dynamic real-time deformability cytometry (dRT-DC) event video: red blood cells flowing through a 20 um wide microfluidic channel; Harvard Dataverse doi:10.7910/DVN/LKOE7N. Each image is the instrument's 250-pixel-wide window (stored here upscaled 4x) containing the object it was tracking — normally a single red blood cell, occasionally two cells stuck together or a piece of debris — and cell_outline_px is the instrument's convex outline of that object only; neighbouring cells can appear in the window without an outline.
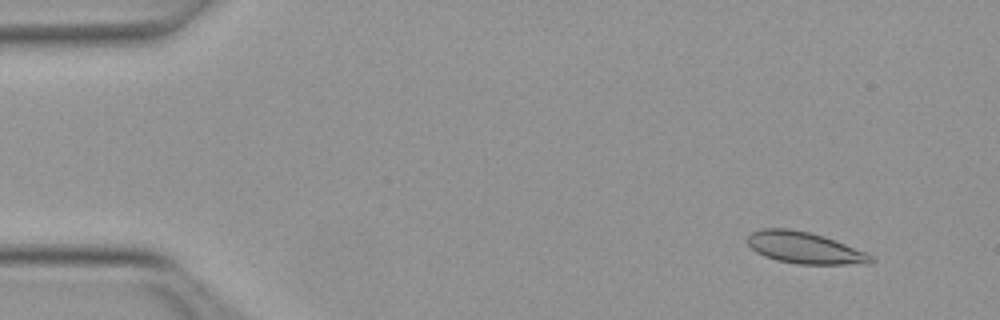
{"species": "Egyptian fruit bat (a non-hibernating species)", "species_latin": "Rousettus aegyptiacus", "temperature_condition": "warm", "stored_images_in_passage": 52, "camera_frame_rate_fps": 3000, "um_per_image_px": 0.085, "animal": {"sex": "female"}, "frame": {"image": 1, "passage_image": 5, "time_ms": 1.333, "image_size_px": [1000, 320], "cell_outline_px": [[876, 260], [872, 264], [796, 264], [776, 260], [764, 256], [756, 252], [748, 244], [748, 236], [752, 232], [760, 228], [788, 228], [808, 232], [824, 236], [864, 252], [872, 256]], "centroid_in_image_um": [68.38, 21.07], "position_along_channel_um": 16.6, "area_um2": 22.66}}
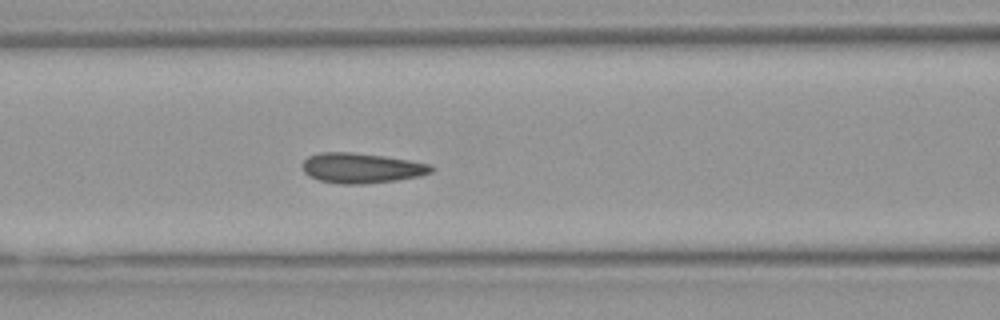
{"frame": {"image": 2, "passage_image": 22, "time_ms": 7.0, "image_size_px": [1000, 320], "cell_outline_px": [[436, 168], [432, 172], [420, 176], [396, 180], [364, 184], [340, 184], [320, 180], [308, 176], [304, 172], [300, 164], [308, 156], [320, 152], [352, 152], [384, 156], [432, 164]], "centroid_in_image_um": [30.72, 14.28], "position_along_channel_um": 135.9, "area_um2": 22.83}}
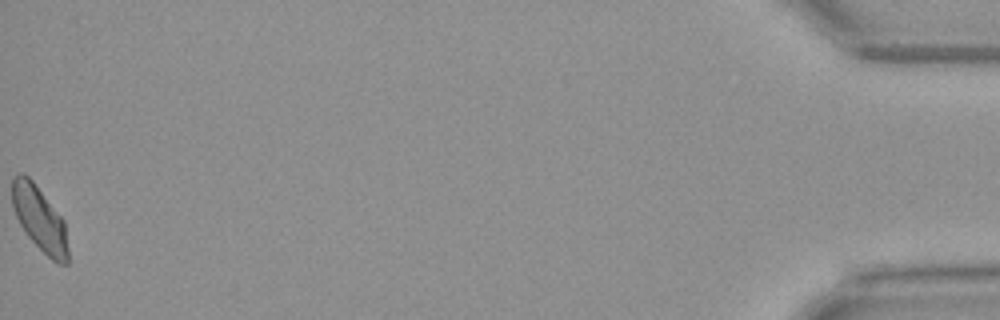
{"frame": {"image": 3, "passage_image": 52, "time_ms": 17.0, "image_size_px": [1000, 320], "cell_outline_px": [[68, 264], [60, 264], [52, 260], [28, 236], [20, 224], [16, 216], [12, 204], [12, 176], [16, 172], [24, 172], [32, 180], [64, 220], [68, 248]], "centroid_in_image_um": [3.35, 18.56], "position_along_channel_um": 431.8, "area_um2": 20.98}, "authors_computed_cell_mechanics": {"area_um2": 21.8195, "velocity_mm_per_s": 3.9811, "shape_relaxation_time_tau1_ms": null, "shape_relaxation_time_tau2_ms": 1.4936, "deformation_change_tau1": null, "deformation_change_tau2": 0.0401}}